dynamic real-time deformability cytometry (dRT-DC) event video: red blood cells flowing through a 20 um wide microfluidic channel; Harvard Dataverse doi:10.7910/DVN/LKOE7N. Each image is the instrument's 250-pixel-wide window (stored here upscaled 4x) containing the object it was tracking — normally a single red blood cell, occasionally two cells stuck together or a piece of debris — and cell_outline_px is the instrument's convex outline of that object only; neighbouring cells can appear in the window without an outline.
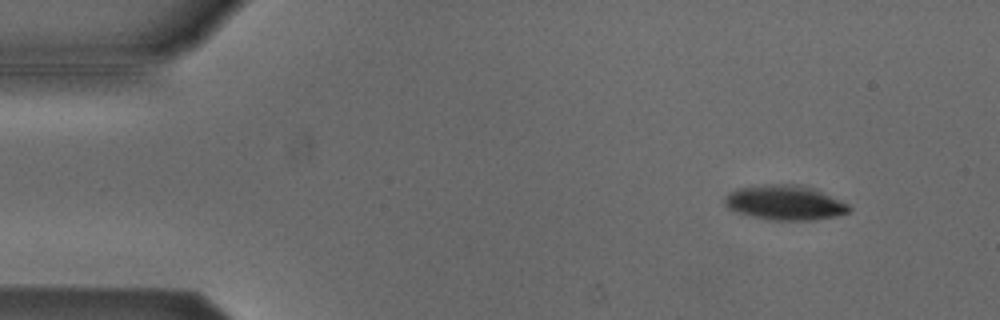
{"species": "Egyptian fruit bat (a non-hibernating species)", "species_latin": "Rousettus aegyptiacus", "temperature_condition": "cold", "stored_images_in_passage": 54, "camera_frame_rate_fps": 3000, "um_per_image_px": 0.085, "animal": {"sex": "male"}, "frame": {"image": 1, "passage_image": 6, "time_ms": 1.667, "image_size_px": [1000, 320], "cell_outline_px": [[852, 208], [848, 212], [836, 216], [812, 220], [776, 220], [752, 216], [736, 212], [728, 208], [724, 204], [724, 196], [728, 192], [736, 188], [764, 184], [792, 184], [812, 188], [848, 204]], "centroid_in_image_um": [66.66, 17.22], "position_along_channel_um": 18.3, "area_um2": 25.03}}
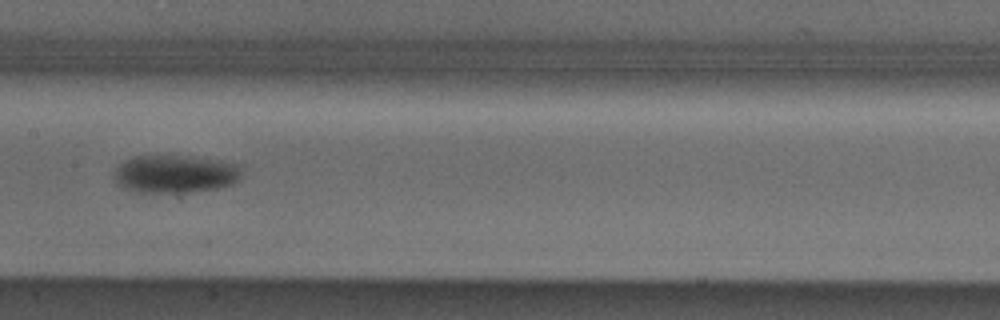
{"frame": {"image": 2, "passage_image": 27, "time_ms": 8.667, "image_size_px": [1000, 320], "cell_outline_px": [[244, 168], [240, 176], [232, 184], [216, 188], [192, 192], [136, 192], [124, 188], [116, 184], [116, 168], [124, 160], [136, 156], [184, 156], [224, 160], [244, 164]], "centroid_in_image_um": [14.96, 14.77], "position_along_channel_um": 192.4, "area_um2": 28.38}}
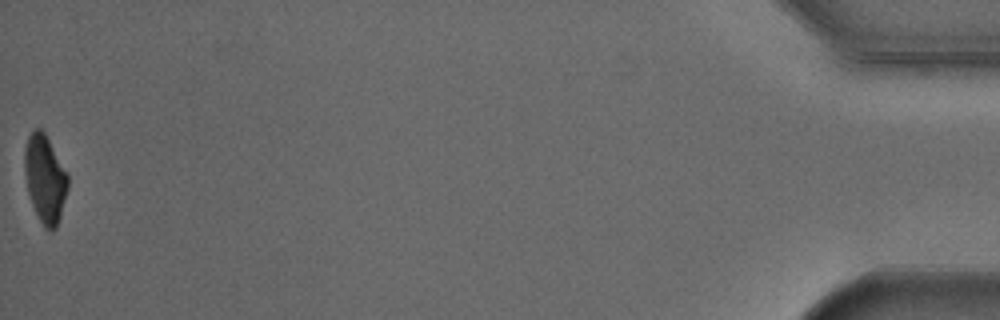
{"frame": {"image": 3, "passage_image": 54, "time_ms": 17.667, "image_size_px": [1000, 320], "cell_outline_px": [[68, 188], [60, 216], [56, 228], [52, 232], [44, 228], [32, 204], [28, 192], [24, 172], [24, 148], [28, 136], [32, 128], [40, 128], [44, 132], [68, 172]], "centroid_in_image_um": [3.82, 15.17], "position_along_channel_um": 431.4, "area_um2": 22.31}, "authors_computed_cell_mechanics": {"area_um2": 25.8655, "velocity_mm_per_s": 3.8106, "shape_relaxation_time_tau1_ms": 2.216, "shape_relaxation_time_tau2_ms": null, "deformation_change_tau1": 0.1055, "deformation_change_tau2": null}}